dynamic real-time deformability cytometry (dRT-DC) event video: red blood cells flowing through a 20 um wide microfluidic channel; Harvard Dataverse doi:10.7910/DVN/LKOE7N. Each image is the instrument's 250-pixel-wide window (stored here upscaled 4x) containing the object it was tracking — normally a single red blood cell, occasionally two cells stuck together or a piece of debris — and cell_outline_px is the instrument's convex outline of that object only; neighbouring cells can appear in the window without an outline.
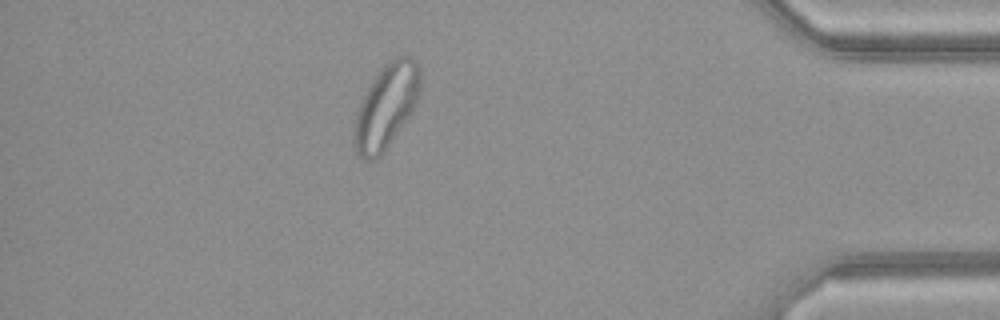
{"species": "common noctule bat (a hibernating species)", "species_latin": "Nyctalus noctula", "temperature_condition": "warm", "stored_images_in_passage": 46, "camera_frame_rate_fps": 3000, "um_per_image_px": 0.085, "animal": {"sex": "female", "body_mass_g": 21.9}, "frame": {"image": 1, "passage_image": 40, "time_ms": 13.0, "image_size_px": [1000, 320], "cell_outline_px": [[420, 88], [412, 112], [384, 152], [376, 160], [364, 160], [356, 152], [352, 144], [352, 132], [356, 112], [372, 80], [380, 68], [384, 64], [396, 56], [408, 56], [416, 60], [420, 68]], "centroid_in_image_um": [32.8, 9.06], "position_along_channel_um": 402.4, "area_um2": 32.6}}